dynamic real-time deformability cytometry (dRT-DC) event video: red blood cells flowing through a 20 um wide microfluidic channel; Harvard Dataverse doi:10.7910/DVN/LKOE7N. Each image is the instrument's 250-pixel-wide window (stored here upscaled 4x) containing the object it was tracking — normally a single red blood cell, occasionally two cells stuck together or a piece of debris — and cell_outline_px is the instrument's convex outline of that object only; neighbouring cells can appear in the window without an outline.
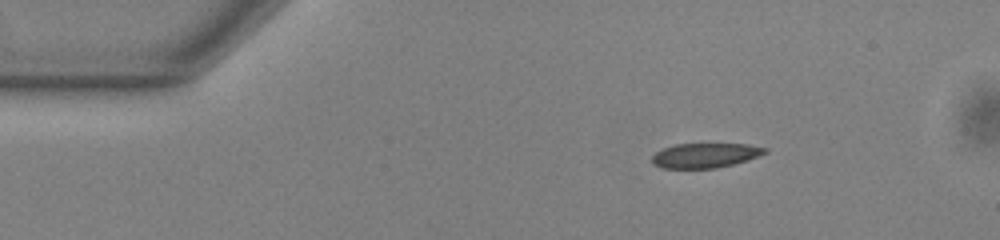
{"species": "common noctule bat (a hibernating species)", "species_latin": "Nyctalus noctula", "temperature_condition": "warm", "stored_images_in_passage": 46, "camera_frame_rate_fps": 3000, "um_per_image_px": 0.085, "animal": {"sex": "male", "body_mass_g": 13.0, "forearm_length_mm": 53.1}, "frame": {"image": 1, "passage_image": 1, "time_ms": 0.0, "image_size_px": [1000, 240], "cell_outline_px": [[768, 152], [748, 160], [716, 168], [664, 168], [652, 164], [652, 156], [656, 152], [664, 148], [676, 144], [748, 144], [768, 148]], "centroid_in_image_um": [59.96, 13.2], "position_along_channel_um": 25.0, "area_um2": 16.18}}
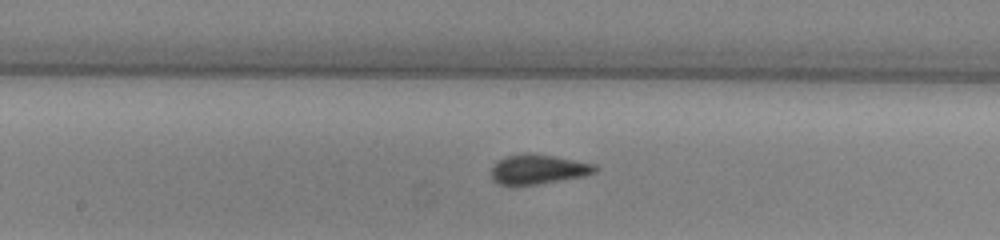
{"frame": {"image": 2, "passage_image": 20, "time_ms": 6.333, "image_size_px": [1000, 240], "cell_outline_px": [[600, 168], [596, 172], [584, 176], [512, 188], [500, 184], [492, 180], [492, 168], [504, 156], [524, 152], [528, 152], [556, 156], [596, 164]], "centroid_in_image_um": [45.74, 14.4], "position_along_channel_um": 202.5, "area_um2": 18.44}}
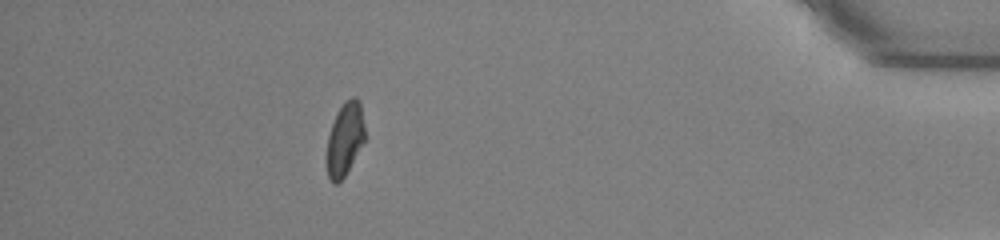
{"frame": {"image": 3, "passage_image": 40, "time_ms": 13.0, "image_size_px": [1000, 240], "cell_outline_px": [[364, 140], [344, 176], [336, 184], [332, 184], [328, 176], [328, 136], [336, 112], [344, 100], [352, 96], [356, 96], [360, 100], [364, 124]], "centroid_in_image_um": [29.32, 11.74], "position_along_channel_um": 405.9, "area_um2": 15.95}, "authors_computed_cell_mechanics": {"area_um2": 17.3111, "velocity_mm_per_s": 3.8605, "shape_relaxation_time_tau1_ms": 4.0109, "shape_relaxation_time_tau2_ms": 0.8266, "deformation_change_tau1": 0.1296, "deformation_change_tau2": 0.0592}}